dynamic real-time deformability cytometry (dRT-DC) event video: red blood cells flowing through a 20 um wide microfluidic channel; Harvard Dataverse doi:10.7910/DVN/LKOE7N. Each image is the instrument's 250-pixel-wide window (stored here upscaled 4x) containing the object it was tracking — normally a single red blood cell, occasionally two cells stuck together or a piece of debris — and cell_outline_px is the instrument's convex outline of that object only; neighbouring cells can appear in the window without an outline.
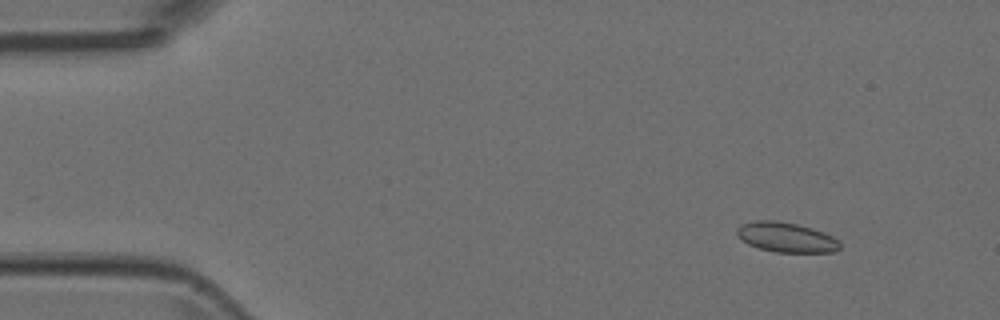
{"species": "Egyptian fruit bat (a non-hibernating species)", "species_latin": "Rousettus aegyptiacus", "temperature_condition": "room temperature", "stored_images_in_passage": 5, "camera_frame_rate_fps": 3000, "um_per_image_px": 0.085, "animal": {"sex": "female"}, "frame": {"image": 1, "passage_image": 2, "time_ms": 0.333, "image_size_px": [1000, 320], "cell_outline_px": [[840, 248], [836, 252], [776, 252], [760, 248], [748, 244], [736, 236], [736, 228], [740, 224], [756, 220], [776, 220], [796, 224], [812, 228], [832, 236], [840, 244]], "centroid_in_image_um": [66.78, 20.16], "position_along_channel_um": 18.2, "area_um2": 17.92}}
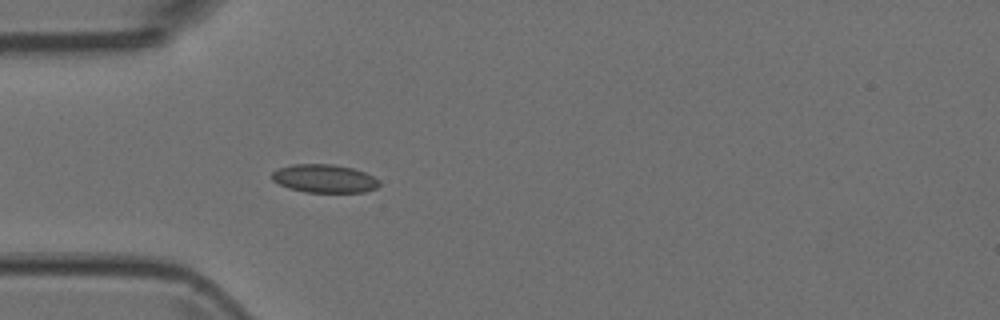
{"frame": {"image": 2, "passage_image": 5, "time_ms": 1.333, "image_size_px": [1000, 320], "cell_outline_px": [[380, 184], [376, 188], [364, 192], [304, 192], [288, 188], [272, 180], [272, 172], [276, 168], [292, 164], [332, 164], [352, 168], [364, 172], [380, 180]], "centroid_in_image_um": [27.55, 15.17], "position_along_channel_um": 57.5, "area_um2": 17.74}}